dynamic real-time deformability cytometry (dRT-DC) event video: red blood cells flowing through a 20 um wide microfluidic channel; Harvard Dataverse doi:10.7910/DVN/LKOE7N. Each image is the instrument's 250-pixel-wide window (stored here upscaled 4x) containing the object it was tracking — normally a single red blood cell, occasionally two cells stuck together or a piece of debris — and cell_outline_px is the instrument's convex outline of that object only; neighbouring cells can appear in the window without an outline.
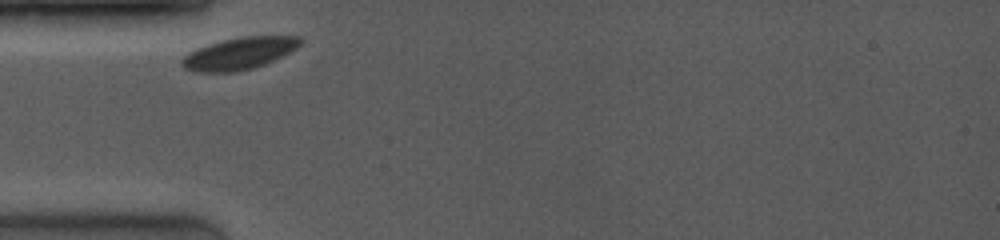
{"species": "common noctule bat (a hibernating species)", "species_latin": "Nyctalus noctula", "temperature_condition": "room temperature", "stored_images_in_passage": 25, "camera_frame_rate_fps": 4000, "um_per_image_px": 0.085, "animal": {"sex": "female", "body_mass_g": 19.0, "forearm_length_mm": 53.3}, "frame": {"image": 1, "passage_image": 1, "time_ms": 0.0, "image_size_px": [1000, 240], "cell_outline_px": [[304, 40], [296, 48], [264, 64], [252, 68], [236, 72], [196, 72], [184, 68], [180, 64], [180, 60], [188, 52], [196, 48], [208, 44], [240, 36], [300, 36]], "centroid_in_image_um": [20.29, 4.54], "position_along_channel_um": 64.7, "area_um2": 22.02}}
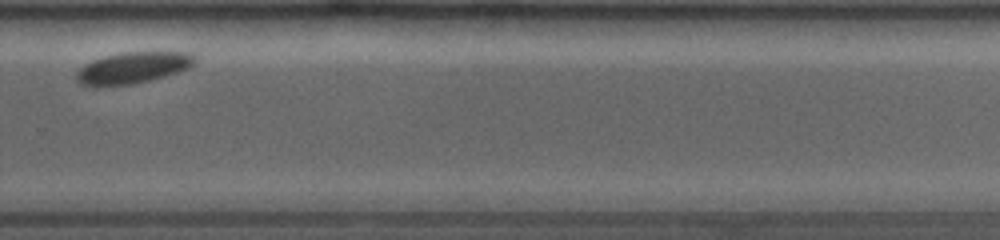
{"frame": {"image": 2, "passage_image": 18, "time_ms": 7.0, "image_size_px": [1000, 240], "cell_outline_px": [[196, 64], [188, 68], [164, 76], [132, 84], [80, 84], [76, 80], [76, 72], [84, 64], [92, 60], [104, 56], [124, 52], [192, 52], [196, 56]], "centroid_in_image_um": [11.35, 5.72], "position_along_channel_um": 318.5, "area_um2": 21.27}}
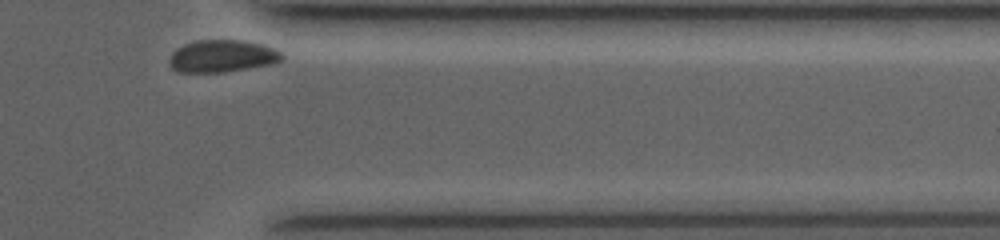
{"frame": {"image": 3, "passage_image": 24, "time_ms": 9.0, "image_size_px": [1000, 240], "cell_outline_px": [[284, 56], [280, 60], [272, 64], [224, 72], [176, 72], [172, 68], [172, 52], [176, 48], [184, 44], [196, 40], [240, 40], [264, 44], [280, 52]], "centroid_in_image_um": [18.9, 4.76], "position_along_channel_um": 392.5, "area_um2": 20.98}, "authors_computed_cell_mechanics": {"area_um2": 22.1374, "velocity_mm_per_s": 3.6564, "shape_relaxation_time_tau1_ms": 0.7145, "shape_relaxation_time_tau2_ms": null, "deformation_change_tau1": 0.0285, "deformation_change_tau2": null}}